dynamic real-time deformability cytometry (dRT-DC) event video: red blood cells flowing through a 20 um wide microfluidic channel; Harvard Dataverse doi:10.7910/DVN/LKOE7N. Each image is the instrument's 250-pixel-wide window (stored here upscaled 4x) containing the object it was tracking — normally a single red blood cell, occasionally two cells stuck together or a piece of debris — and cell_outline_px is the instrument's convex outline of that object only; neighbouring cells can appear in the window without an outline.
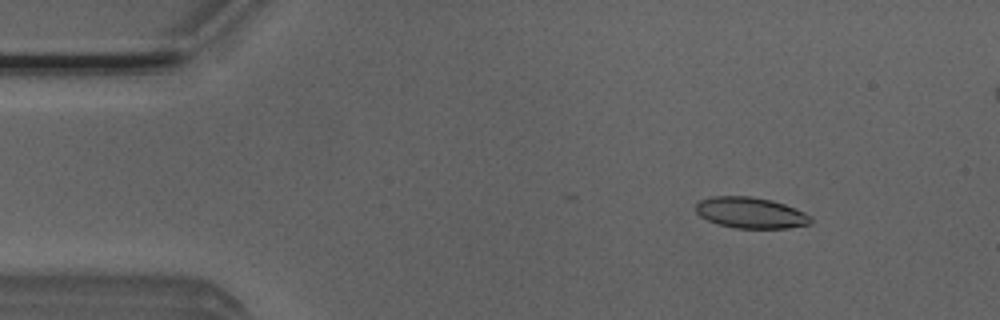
{"species": "Egyptian fruit bat (a non-hibernating species)", "species_latin": "Rousettus aegyptiacus", "temperature_condition": "room temperature", "stored_images_in_passage": 4, "camera_frame_rate_fps": 3000, "um_per_image_px": 0.085, "animal": {"sex": "male"}, "frame": {"image": 1, "passage_image": 2, "time_ms": 0.333, "image_size_px": [1000, 320], "cell_outline_px": [[812, 220], [808, 224], [788, 228], [736, 228], [720, 224], [708, 220], [700, 216], [696, 212], [696, 204], [700, 200], [712, 196], [752, 196], [772, 200], [784, 204], [804, 212], [812, 216]], "centroid_in_image_um": [63.81, 18.08], "position_along_channel_um": 21.2, "area_um2": 20.69}}